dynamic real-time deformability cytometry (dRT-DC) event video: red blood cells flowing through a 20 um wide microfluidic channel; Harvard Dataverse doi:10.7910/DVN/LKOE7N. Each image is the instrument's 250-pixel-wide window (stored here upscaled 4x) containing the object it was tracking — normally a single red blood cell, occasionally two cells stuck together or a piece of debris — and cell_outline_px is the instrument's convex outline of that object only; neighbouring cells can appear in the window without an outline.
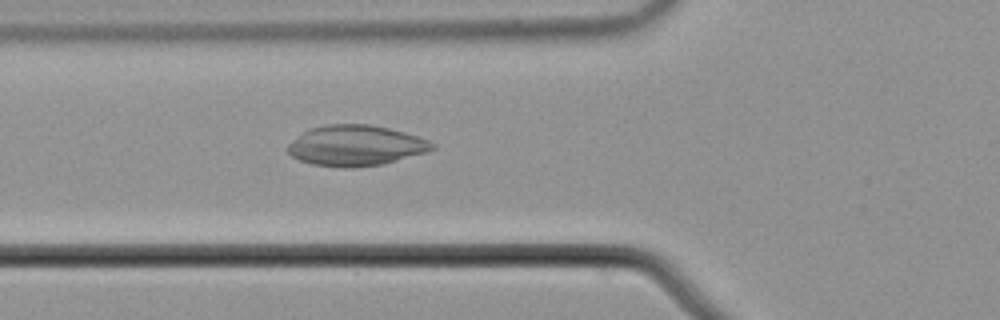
{"species": "common noctule bat (a hibernating species)", "species_latin": "Nyctalus noctula", "temperature_condition": "cold", "stored_images_in_passage": 48, "camera_frame_rate_fps": 3000, "um_per_image_px": 0.085, "animal": {"sex": "male", "body_mass_g": 21.5, "forearm_length_mm": 52.0}, "frame": {"image": 1, "passage_image": 13, "time_ms": 4.0, "image_size_px": [1000, 320], "cell_outline_px": [[436, 148], [428, 152], [384, 164], [352, 168], [344, 168], [312, 164], [300, 160], [292, 156], [288, 152], [288, 144], [304, 132], [312, 128], [328, 124], [368, 124], [388, 128], [404, 132], [428, 140], [436, 144]], "centroid_in_image_um": [30.28, 12.38], "position_along_channel_um": 95.5, "area_um2": 34.1}}
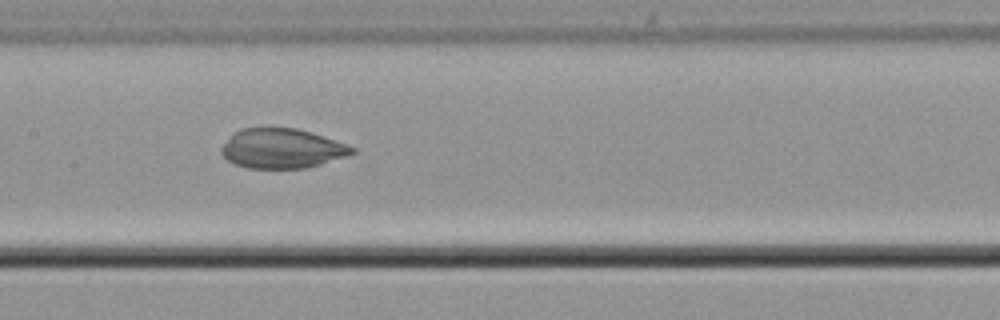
{"frame": {"image": 2, "passage_image": 20, "time_ms": 6.333, "image_size_px": [1000, 320], "cell_outline_px": [[356, 152], [320, 164], [304, 168], [248, 168], [236, 164], [228, 160], [220, 152], [220, 148], [240, 128], [296, 128], [312, 132], [356, 148]], "centroid_in_image_um": [23.96, 12.62], "position_along_channel_um": 183.4, "area_um2": 29.77}}
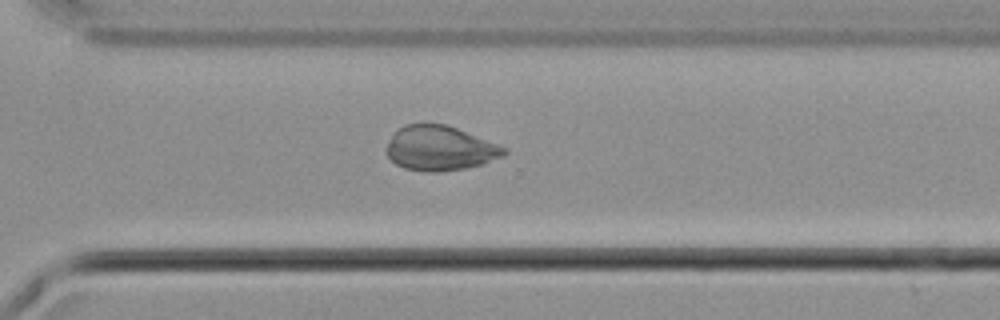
{"frame": {"image": 3, "passage_image": 32, "time_ms": 10.333, "image_size_px": [1000, 320], "cell_outline_px": [[508, 152], [504, 156], [484, 164], [464, 168], [440, 172], [424, 172], [404, 168], [396, 164], [384, 152], [384, 148], [392, 136], [404, 124], [424, 120], [448, 124], [508, 148]], "centroid_in_image_um": [37.39, 12.56], "position_along_channel_um": 333.2, "area_um2": 31.56}}